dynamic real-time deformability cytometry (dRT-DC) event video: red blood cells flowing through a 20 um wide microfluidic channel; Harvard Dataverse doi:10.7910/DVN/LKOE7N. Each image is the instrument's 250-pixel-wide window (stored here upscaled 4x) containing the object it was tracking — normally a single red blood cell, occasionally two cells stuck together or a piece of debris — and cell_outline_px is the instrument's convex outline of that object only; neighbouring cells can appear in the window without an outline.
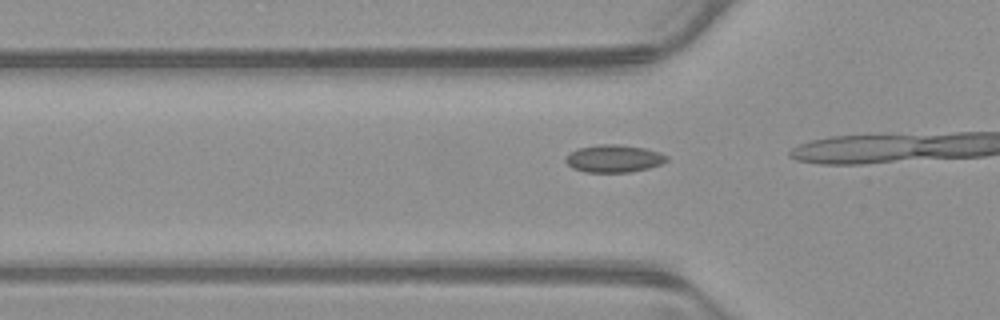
{"species": "common noctule bat (a hibernating species)", "species_latin": "Nyctalus noctula", "temperature_condition": "warm", "stored_images_in_passage": 12, "camera_frame_rate_fps": 3000, "um_per_image_px": 0.085, "animal": {"sex": "male", "body_mass_g": 23.1, "forearm_length_mm": 52.7}, "frame": {"image": 1, "passage_image": 9, "time_ms": 2.667, "image_size_px": [1000, 320], "cell_outline_px": [[668, 160], [660, 164], [648, 168], [628, 172], [584, 172], [572, 168], [564, 160], [576, 148], [600, 144], [616, 144], [644, 148], [660, 152], [668, 156]], "centroid_in_image_um": [52.18, 13.47], "position_along_channel_um": 73.6, "area_um2": 16.13}}